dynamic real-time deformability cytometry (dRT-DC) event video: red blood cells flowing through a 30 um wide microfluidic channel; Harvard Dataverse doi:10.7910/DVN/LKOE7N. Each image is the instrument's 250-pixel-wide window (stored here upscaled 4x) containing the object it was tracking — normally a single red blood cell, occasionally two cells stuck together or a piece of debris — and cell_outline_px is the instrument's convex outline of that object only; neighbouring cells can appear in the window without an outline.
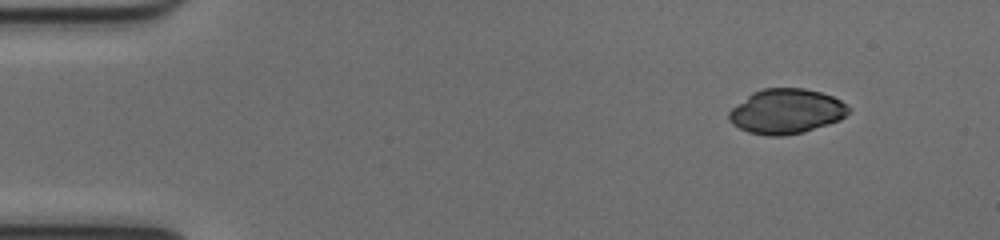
{"species": "common noctule bat (a hibernating species)", "species_latin": "Nyctalus noctula", "temperature_condition": "cold", "stored_images_in_passage": 47, "camera_frame_rate_fps": 3000, "um_per_image_px": 0.085, "animal": {"sex": "female", "body_mass_g": 17.0, "forearm_length_mm": 48.0}, "frame": {"image": 1, "passage_image": 1, "time_ms": 0.0, "image_size_px": [1000, 240], "cell_outline_px": [[852, 108], [840, 120], [804, 132], [780, 136], [768, 136], [748, 132], [732, 124], [728, 120], [728, 112], [732, 108], [752, 92], [764, 88], [804, 88], [820, 92], [832, 96], [840, 100]], "centroid_in_image_um": [66.83, 9.46], "position_along_channel_um": 18.2, "area_um2": 31.27}}